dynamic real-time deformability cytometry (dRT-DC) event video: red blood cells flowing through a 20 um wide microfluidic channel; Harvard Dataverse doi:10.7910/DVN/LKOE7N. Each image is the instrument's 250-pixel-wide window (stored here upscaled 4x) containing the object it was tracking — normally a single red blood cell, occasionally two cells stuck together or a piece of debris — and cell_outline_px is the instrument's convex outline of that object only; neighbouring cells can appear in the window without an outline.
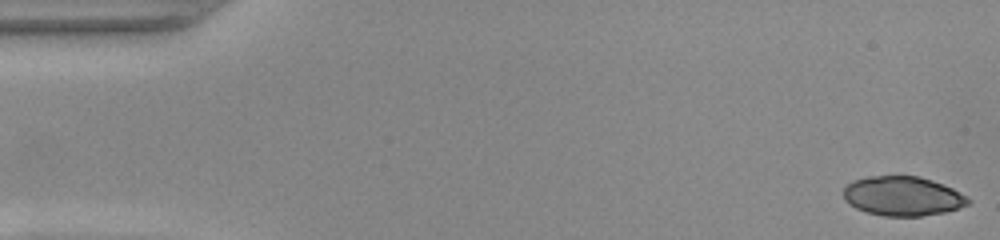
{"species": "common noctule bat (a hibernating species)", "species_latin": "Nyctalus noctula", "temperature_condition": "warm", "stored_images_in_passage": 51, "camera_frame_rate_fps": 3000, "um_per_image_px": 0.085, "animal": {"sex": "female", "body_mass_g": 22.0, "forearm_length_mm": 56.7}, "frame": {"image": 1, "passage_image": 1, "time_ms": 0.0, "image_size_px": [1000, 240], "cell_outline_px": [[972, 200], [968, 204], [944, 212], [920, 216], [884, 216], [868, 212], [856, 208], [848, 204], [844, 200], [844, 188], [852, 180], [868, 176], [920, 176], [944, 184], [968, 196]], "centroid_in_image_um": [76.72, 16.66], "position_along_channel_um": 8.3, "area_um2": 28.67}}